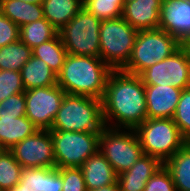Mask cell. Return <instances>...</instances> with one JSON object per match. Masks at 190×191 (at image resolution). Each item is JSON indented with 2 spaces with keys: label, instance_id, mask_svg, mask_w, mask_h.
Masks as SVG:
<instances>
[{
  "label": "cell",
  "instance_id": "1",
  "mask_svg": "<svg viewBox=\"0 0 190 191\" xmlns=\"http://www.w3.org/2000/svg\"><path fill=\"white\" fill-rule=\"evenodd\" d=\"M105 126L135 129L147 119L145 85L139 75L113 70L102 98Z\"/></svg>",
  "mask_w": 190,
  "mask_h": 191
},
{
  "label": "cell",
  "instance_id": "2",
  "mask_svg": "<svg viewBox=\"0 0 190 191\" xmlns=\"http://www.w3.org/2000/svg\"><path fill=\"white\" fill-rule=\"evenodd\" d=\"M112 71L101 58L67 54L62 70L57 75V85L66 94L102 100Z\"/></svg>",
  "mask_w": 190,
  "mask_h": 191
},
{
  "label": "cell",
  "instance_id": "3",
  "mask_svg": "<svg viewBox=\"0 0 190 191\" xmlns=\"http://www.w3.org/2000/svg\"><path fill=\"white\" fill-rule=\"evenodd\" d=\"M104 127L102 100L65 94L50 131L101 132Z\"/></svg>",
  "mask_w": 190,
  "mask_h": 191
},
{
  "label": "cell",
  "instance_id": "4",
  "mask_svg": "<svg viewBox=\"0 0 190 191\" xmlns=\"http://www.w3.org/2000/svg\"><path fill=\"white\" fill-rule=\"evenodd\" d=\"M182 45L163 29L138 30L130 59L122 71L140 75L150 66L171 56Z\"/></svg>",
  "mask_w": 190,
  "mask_h": 191
},
{
  "label": "cell",
  "instance_id": "5",
  "mask_svg": "<svg viewBox=\"0 0 190 191\" xmlns=\"http://www.w3.org/2000/svg\"><path fill=\"white\" fill-rule=\"evenodd\" d=\"M134 130L143 153L158 158L162 163L188 142L172 118H147Z\"/></svg>",
  "mask_w": 190,
  "mask_h": 191
},
{
  "label": "cell",
  "instance_id": "6",
  "mask_svg": "<svg viewBox=\"0 0 190 191\" xmlns=\"http://www.w3.org/2000/svg\"><path fill=\"white\" fill-rule=\"evenodd\" d=\"M138 30L123 17L102 20L100 58L112 69L122 70L128 63Z\"/></svg>",
  "mask_w": 190,
  "mask_h": 191
},
{
  "label": "cell",
  "instance_id": "7",
  "mask_svg": "<svg viewBox=\"0 0 190 191\" xmlns=\"http://www.w3.org/2000/svg\"><path fill=\"white\" fill-rule=\"evenodd\" d=\"M99 151L105 156L117 175L129 170L144 155L134 129L107 126L100 133Z\"/></svg>",
  "mask_w": 190,
  "mask_h": 191
},
{
  "label": "cell",
  "instance_id": "8",
  "mask_svg": "<svg viewBox=\"0 0 190 191\" xmlns=\"http://www.w3.org/2000/svg\"><path fill=\"white\" fill-rule=\"evenodd\" d=\"M101 20L84 7L59 32L67 54L100 58Z\"/></svg>",
  "mask_w": 190,
  "mask_h": 191
},
{
  "label": "cell",
  "instance_id": "9",
  "mask_svg": "<svg viewBox=\"0 0 190 191\" xmlns=\"http://www.w3.org/2000/svg\"><path fill=\"white\" fill-rule=\"evenodd\" d=\"M56 168H80L99 150L101 132L50 131Z\"/></svg>",
  "mask_w": 190,
  "mask_h": 191
},
{
  "label": "cell",
  "instance_id": "10",
  "mask_svg": "<svg viewBox=\"0 0 190 191\" xmlns=\"http://www.w3.org/2000/svg\"><path fill=\"white\" fill-rule=\"evenodd\" d=\"M144 85L190 87V52L182 45L164 60L155 63L139 75Z\"/></svg>",
  "mask_w": 190,
  "mask_h": 191
},
{
  "label": "cell",
  "instance_id": "11",
  "mask_svg": "<svg viewBox=\"0 0 190 191\" xmlns=\"http://www.w3.org/2000/svg\"><path fill=\"white\" fill-rule=\"evenodd\" d=\"M65 94L57 84L25 90L26 117L39 130H50Z\"/></svg>",
  "mask_w": 190,
  "mask_h": 191
},
{
  "label": "cell",
  "instance_id": "12",
  "mask_svg": "<svg viewBox=\"0 0 190 191\" xmlns=\"http://www.w3.org/2000/svg\"><path fill=\"white\" fill-rule=\"evenodd\" d=\"M23 168H54L55 156L50 130H38L9 149Z\"/></svg>",
  "mask_w": 190,
  "mask_h": 191
},
{
  "label": "cell",
  "instance_id": "13",
  "mask_svg": "<svg viewBox=\"0 0 190 191\" xmlns=\"http://www.w3.org/2000/svg\"><path fill=\"white\" fill-rule=\"evenodd\" d=\"M159 28L185 45L190 40V0H163Z\"/></svg>",
  "mask_w": 190,
  "mask_h": 191
},
{
  "label": "cell",
  "instance_id": "14",
  "mask_svg": "<svg viewBox=\"0 0 190 191\" xmlns=\"http://www.w3.org/2000/svg\"><path fill=\"white\" fill-rule=\"evenodd\" d=\"M181 92L174 86L145 85L147 118H173Z\"/></svg>",
  "mask_w": 190,
  "mask_h": 191
},
{
  "label": "cell",
  "instance_id": "15",
  "mask_svg": "<svg viewBox=\"0 0 190 191\" xmlns=\"http://www.w3.org/2000/svg\"><path fill=\"white\" fill-rule=\"evenodd\" d=\"M163 0H130L124 4L122 17L137 30L158 29Z\"/></svg>",
  "mask_w": 190,
  "mask_h": 191
},
{
  "label": "cell",
  "instance_id": "16",
  "mask_svg": "<svg viewBox=\"0 0 190 191\" xmlns=\"http://www.w3.org/2000/svg\"><path fill=\"white\" fill-rule=\"evenodd\" d=\"M162 165L158 158L142 155L129 170L117 176L120 191H144L148 180Z\"/></svg>",
  "mask_w": 190,
  "mask_h": 191
},
{
  "label": "cell",
  "instance_id": "17",
  "mask_svg": "<svg viewBox=\"0 0 190 191\" xmlns=\"http://www.w3.org/2000/svg\"><path fill=\"white\" fill-rule=\"evenodd\" d=\"M80 168L87 190L97 189L117 182L118 175L99 150L92 154Z\"/></svg>",
  "mask_w": 190,
  "mask_h": 191
},
{
  "label": "cell",
  "instance_id": "18",
  "mask_svg": "<svg viewBox=\"0 0 190 191\" xmlns=\"http://www.w3.org/2000/svg\"><path fill=\"white\" fill-rule=\"evenodd\" d=\"M20 184L27 191H62L60 168H23Z\"/></svg>",
  "mask_w": 190,
  "mask_h": 191
},
{
  "label": "cell",
  "instance_id": "19",
  "mask_svg": "<svg viewBox=\"0 0 190 191\" xmlns=\"http://www.w3.org/2000/svg\"><path fill=\"white\" fill-rule=\"evenodd\" d=\"M39 129L26 117L0 118V149H11Z\"/></svg>",
  "mask_w": 190,
  "mask_h": 191
},
{
  "label": "cell",
  "instance_id": "20",
  "mask_svg": "<svg viewBox=\"0 0 190 191\" xmlns=\"http://www.w3.org/2000/svg\"><path fill=\"white\" fill-rule=\"evenodd\" d=\"M20 73L25 90L57 84V74L48 64L33 55L23 65Z\"/></svg>",
  "mask_w": 190,
  "mask_h": 191
},
{
  "label": "cell",
  "instance_id": "21",
  "mask_svg": "<svg viewBox=\"0 0 190 191\" xmlns=\"http://www.w3.org/2000/svg\"><path fill=\"white\" fill-rule=\"evenodd\" d=\"M44 18L59 32L83 7V0H43Z\"/></svg>",
  "mask_w": 190,
  "mask_h": 191
},
{
  "label": "cell",
  "instance_id": "22",
  "mask_svg": "<svg viewBox=\"0 0 190 191\" xmlns=\"http://www.w3.org/2000/svg\"><path fill=\"white\" fill-rule=\"evenodd\" d=\"M0 12L19 27L44 18L42 4L18 0H0Z\"/></svg>",
  "mask_w": 190,
  "mask_h": 191
},
{
  "label": "cell",
  "instance_id": "23",
  "mask_svg": "<svg viewBox=\"0 0 190 191\" xmlns=\"http://www.w3.org/2000/svg\"><path fill=\"white\" fill-rule=\"evenodd\" d=\"M170 172L176 191H190V142L163 163Z\"/></svg>",
  "mask_w": 190,
  "mask_h": 191
},
{
  "label": "cell",
  "instance_id": "24",
  "mask_svg": "<svg viewBox=\"0 0 190 191\" xmlns=\"http://www.w3.org/2000/svg\"><path fill=\"white\" fill-rule=\"evenodd\" d=\"M32 55L48 64L58 75L62 70L67 51L57 34L53 39L34 47Z\"/></svg>",
  "mask_w": 190,
  "mask_h": 191
},
{
  "label": "cell",
  "instance_id": "25",
  "mask_svg": "<svg viewBox=\"0 0 190 191\" xmlns=\"http://www.w3.org/2000/svg\"><path fill=\"white\" fill-rule=\"evenodd\" d=\"M32 56V49L20 39L0 47V70L20 72Z\"/></svg>",
  "mask_w": 190,
  "mask_h": 191
},
{
  "label": "cell",
  "instance_id": "26",
  "mask_svg": "<svg viewBox=\"0 0 190 191\" xmlns=\"http://www.w3.org/2000/svg\"><path fill=\"white\" fill-rule=\"evenodd\" d=\"M57 34L58 31L45 18L19 27V39L31 49Z\"/></svg>",
  "mask_w": 190,
  "mask_h": 191
},
{
  "label": "cell",
  "instance_id": "27",
  "mask_svg": "<svg viewBox=\"0 0 190 191\" xmlns=\"http://www.w3.org/2000/svg\"><path fill=\"white\" fill-rule=\"evenodd\" d=\"M23 167L12 152L0 149V189L8 190L20 182Z\"/></svg>",
  "mask_w": 190,
  "mask_h": 191
},
{
  "label": "cell",
  "instance_id": "28",
  "mask_svg": "<svg viewBox=\"0 0 190 191\" xmlns=\"http://www.w3.org/2000/svg\"><path fill=\"white\" fill-rule=\"evenodd\" d=\"M83 7L102 21L122 17L124 2L123 0H83Z\"/></svg>",
  "mask_w": 190,
  "mask_h": 191
},
{
  "label": "cell",
  "instance_id": "29",
  "mask_svg": "<svg viewBox=\"0 0 190 191\" xmlns=\"http://www.w3.org/2000/svg\"><path fill=\"white\" fill-rule=\"evenodd\" d=\"M172 119L182 136L190 142V87L182 90L180 100Z\"/></svg>",
  "mask_w": 190,
  "mask_h": 191
},
{
  "label": "cell",
  "instance_id": "30",
  "mask_svg": "<svg viewBox=\"0 0 190 191\" xmlns=\"http://www.w3.org/2000/svg\"><path fill=\"white\" fill-rule=\"evenodd\" d=\"M21 92H25L21 73L17 71L0 70V102Z\"/></svg>",
  "mask_w": 190,
  "mask_h": 191
},
{
  "label": "cell",
  "instance_id": "31",
  "mask_svg": "<svg viewBox=\"0 0 190 191\" xmlns=\"http://www.w3.org/2000/svg\"><path fill=\"white\" fill-rule=\"evenodd\" d=\"M26 116L25 92L12 95L0 102V118Z\"/></svg>",
  "mask_w": 190,
  "mask_h": 191
},
{
  "label": "cell",
  "instance_id": "32",
  "mask_svg": "<svg viewBox=\"0 0 190 191\" xmlns=\"http://www.w3.org/2000/svg\"><path fill=\"white\" fill-rule=\"evenodd\" d=\"M144 191H176L170 172L164 165L148 180Z\"/></svg>",
  "mask_w": 190,
  "mask_h": 191
},
{
  "label": "cell",
  "instance_id": "33",
  "mask_svg": "<svg viewBox=\"0 0 190 191\" xmlns=\"http://www.w3.org/2000/svg\"><path fill=\"white\" fill-rule=\"evenodd\" d=\"M62 191H87L81 168H60Z\"/></svg>",
  "mask_w": 190,
  "mask_h": 191
},
{
  "label": "cell",
  "instance_id": "34",
  "mask_svg": "<svg viewBox=\"0 0 190 191\" xmlns=\"http://www.w3.org/2000/svg\"><path fill=\"white\" fill-rule=\"evenodd\" d=\"M19 40V26L0 12V47Z\"/></svg>",
  "mask_w": 190,
  "mask_h": 191
},
{
  "label": "cell",
  "instance_id": "35",
  "mask_svg": "<svg viewBox=\"0 0 190 191\" xmlns=\"http://www.w3.org/2000/svg\"><path fill=\"white\" fill-rule=\"evenodd\" d=\"M87 191H120L119 185L118 183H114V184H110L107 186H103L97 189H93V190H87Z\"/></svg>",
  "mask_w": 190,
  "mask_h": 191
},
{
  "label": "cell",
  "instance_id": "36",
  "mask_svg": "<svg viewBox=\"0 0 190 191\" xmlns=\"http://www.w3.org/2000/svg\"><path fill=\"white\" fill-rule=\"evenodd\" d=\"M5 191H27V190L23 188V184L18 183L17 185Z\"/></svg>",
  "mask_w": 190,
  "mask_h": 191
},
{
  "label": "cell",
  "instance_id": "37",
  "mask_svg": "<svg viewBox=\"0 0 190 191\" xmlns=\"http://www.w3.org/2000/svg\"><path fill=\"white\" fill-rule=\"evenodd\" d=\"M26 3H31V4H42L43 0H18Z\"/></svg>",
  "mask_w": 190,
  "mask_h": 191
},
{
  "label": "cell",
  "instance_id": "38",
  "mask_svg": "<svg viewBox=\"0 0 190 191\" xmlns=\"http://www.w3.org/2000/svg\"><path fill=\"white\" fill-rule=\"evenodd\" d=\"M185 46L189 49L190 52V40L185 44Z\"/></svg>",
  "mask_w": 190,
  "mask_h": 191
}]
</instances>
